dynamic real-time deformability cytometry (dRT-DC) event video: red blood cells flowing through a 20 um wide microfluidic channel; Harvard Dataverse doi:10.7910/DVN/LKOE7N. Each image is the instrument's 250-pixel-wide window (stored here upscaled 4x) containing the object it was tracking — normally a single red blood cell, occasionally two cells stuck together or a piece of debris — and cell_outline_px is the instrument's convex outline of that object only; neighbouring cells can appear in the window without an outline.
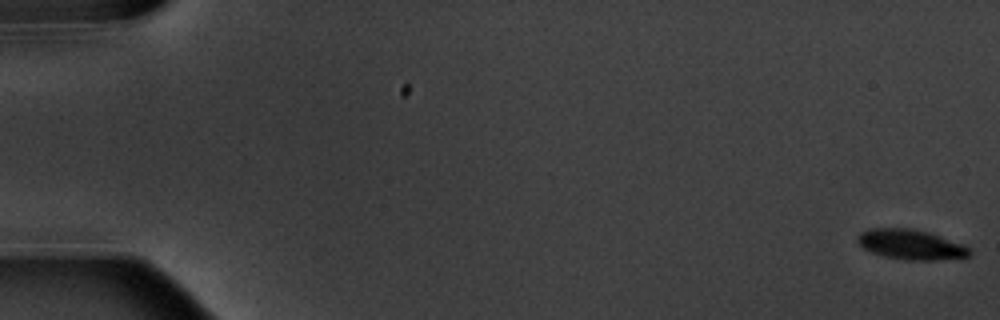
{"species": "common noctule bat (a hibernating species)", "species_latin": "Nyctalus noctula", "temperature_condition": "warm", "stored_images_in_passage": 5, "camera_frame_rate_fps": 3000, "um_per_image_px": 0.085, "animal": {"sex": "male", "body_mass_g": 20.1, "forearm_length_mm": 53.5}, "frame": {"image": 1, "passage_image": 1, "time_ms": 0.0, "image_size_px": [1000, 320], "cell_outline_px": [[972, 252], [964, 260], [904, 260], [884, 256], [872, 252], [864, 248], [856, 240], [856, 236], [860, 232], [868, 228], [912, 228], [928, 232], [964, 244]], "centroid_in_image_um": [77.47, 20.8], "position_along_channel_um": 7.5, "area_um2": 20.0}}
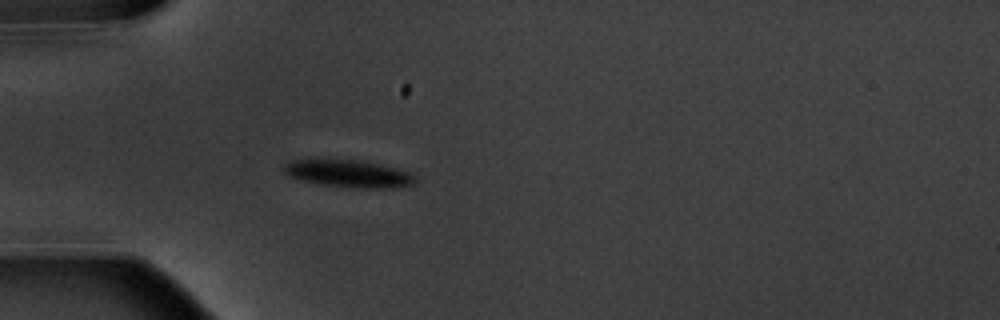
{"frame": {"image": 2, "passage_image": 5, "time_ms": 5.667, "image_size_px": [1000, 320], "cell_outline_px": [[416, 184], [396, 188], [352, 188], [320, 184], [300, 180], [288, 176], [284, 172], [284, 164], [288, 160], [360, 160], [380, 164], [396, 168], [408, 172], [416, 176]], "centroid_in_image_um": [29.66, 14.77], "position_along_channel_um": 55.3, "area_um2": 21.1}}